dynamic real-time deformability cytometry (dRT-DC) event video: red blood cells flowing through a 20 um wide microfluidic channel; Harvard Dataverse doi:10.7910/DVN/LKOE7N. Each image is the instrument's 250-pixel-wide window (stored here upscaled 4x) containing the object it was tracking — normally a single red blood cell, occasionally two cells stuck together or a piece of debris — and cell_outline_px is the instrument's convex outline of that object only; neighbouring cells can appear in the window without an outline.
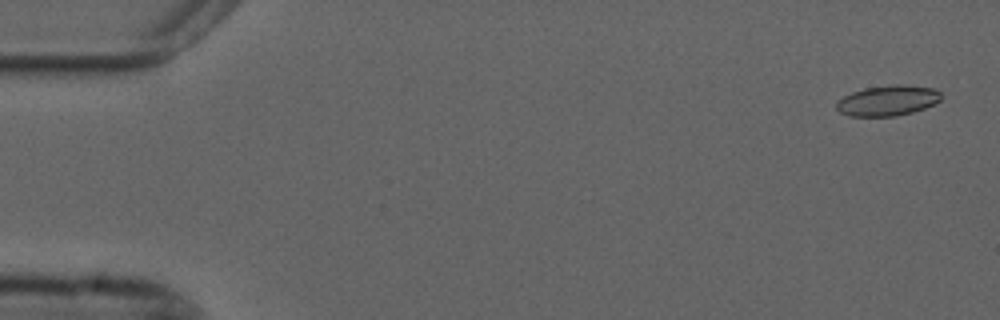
{"species": "common noctule bat (a hibernating species)", "species_latin": "Nyctalus noctula", "temperature_condition": "cold", "stored_images_in_passage": 55, "camera_frame_rate_fps": 3000, "um_per_image_px": 0.085, "animal": {"sex": "male", "forearm_length_mm": 52.5}, "frame": {"image": 1, "passage_image": 2, "time_ms": 0.333, "image_size_px": [1000, 320], "cell_outline_px": [[944, 96], [936, 104], [912, 112], [896, 116], [848, 116], [840, 112], [836, 108], [836, 100], [852, 92], [864, 88], [892, 84], [904, 84], [932, 88], [940, 92]], "centroid_in_image_um": [75.46, 8.54], "position_along_channel_um": 9.5, "area_um2": 18.79}}
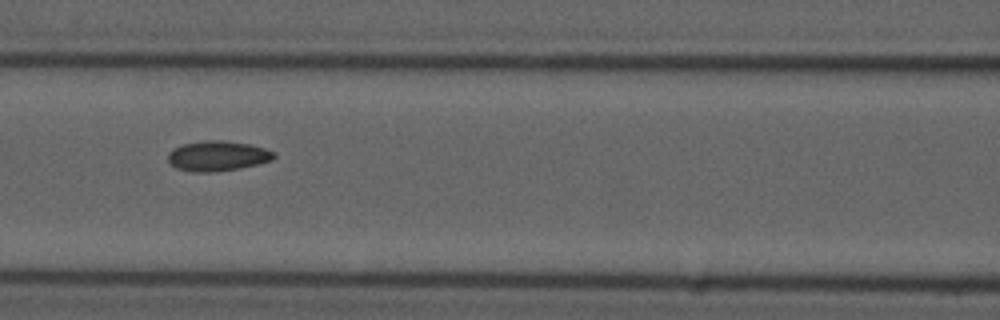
{"frame": {"image": 2, "passage_image": 24, "time_ms": 7.667, "image_size_px": [1000, 320], "cell_outline_px": [[276, 156], [272, 160], [240, 168], [212, 172], [192, 172], [176, 168], [168, 160], [168, 152], [172, 148], [184, 144], [208, 140], [220, 140], [248, 144], [264, 148], [276, 152]], "centroid_in_image_um": [18.49, 13.26], "position_along_channel_um": 148.1, "area_um2": 18.5}}
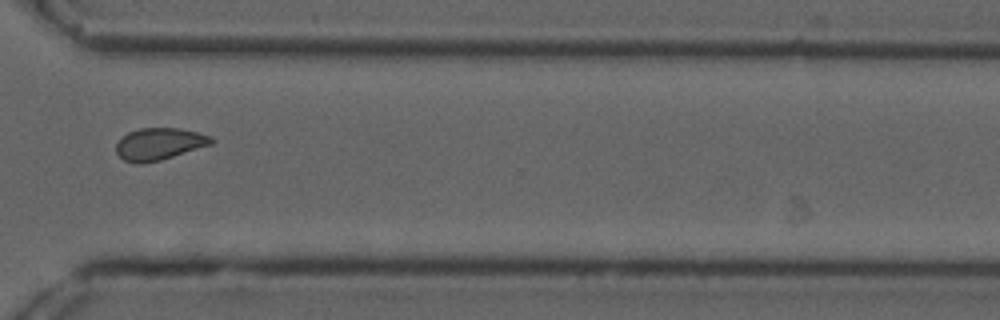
{"frame": {"image": 3, "passage_image": 41, "time_ms": 13.333, "image_size_px": [1000, 320], "cell_outline_px": [[216, 140], [212, 144], [160, 160], [140, 164], [136, 164], [124, 160], [116, 152], [116, 144], [128, 132], [140, 128], [180, 128], [212, 136]], "centroid_in_image_um": [13.55, 12.23], "position_along_channel_um": 357.0, "area_um2": 17.69}, "authors_computed_cell_mechanics": {"area_um2": 18.0914, "velocity_mm_per_s": 3.6929, "shape_relaxation_time_tau1_ms": null, "shape_relaxation_time_tau2_ms": 2.9868, "deformation_change_tau1": null, "deformation_change_tau2": 0.0683}}